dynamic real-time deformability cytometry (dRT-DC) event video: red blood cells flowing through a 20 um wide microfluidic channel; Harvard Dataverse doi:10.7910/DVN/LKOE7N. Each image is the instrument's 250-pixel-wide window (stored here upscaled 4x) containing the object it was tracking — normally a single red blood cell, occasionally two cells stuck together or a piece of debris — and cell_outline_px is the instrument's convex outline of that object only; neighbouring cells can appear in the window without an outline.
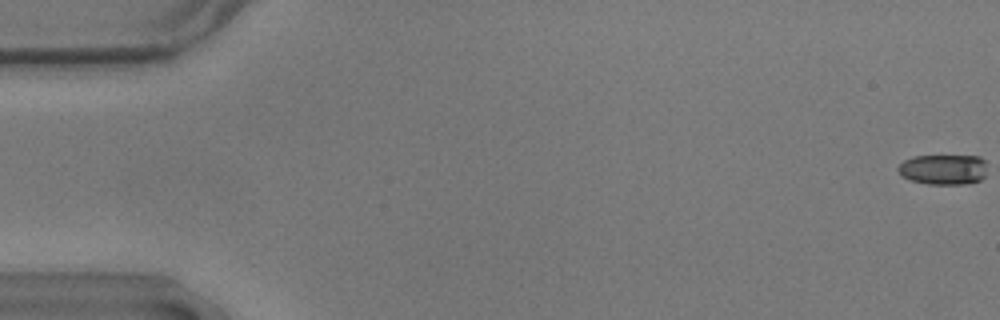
{"species": "common noctule bat (a hibernating species)", "species_latin": "Nyctalus noctula", "temperature_condition": "warm", "stored_images_in_passage": 57, "camera_frame_rate_fps": 3000, "um_per_image_px": 0.085, "animal": {"sex": "male", "body_mass_g": 17.9}, "frame": {"image": 1, "passage_image": 1, "time_ms": 0.0, "image_size_px": [1000, 320], "cell_outline_px": [[984, 176], [980, 180], [968, 184], [928, 184], [912, 180], [900, 176], [896, 168], [904, 160], [912, 156], [980, 156], [984, 160]], "centroid_in_image_um": [80.14, 14.4], "position_along_channel_um": 4.9, "area_um2": 15.72}}
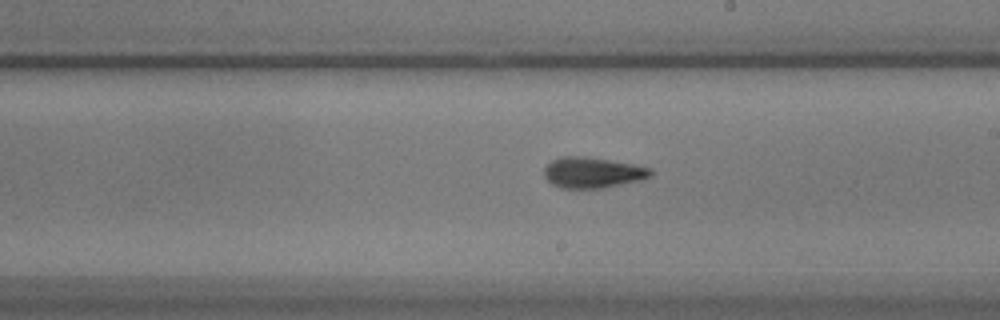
{"frame": {"image": 2, "passage_image": 33, "time_ms": 10.667, "image_size_px": [1000, 320], "cell_outline_px": [[652, 176], [644, 180], [604, 188], [560, 188], [552, 184], [544, 176], [544, 168], [552, 160], [564, 156], [584, 156], [632, 164], [652, 168]], "centroid_in_image_um": [50.4, 14.68], "position_along_channel_um": 238.6, "area_um2": 19.19}}
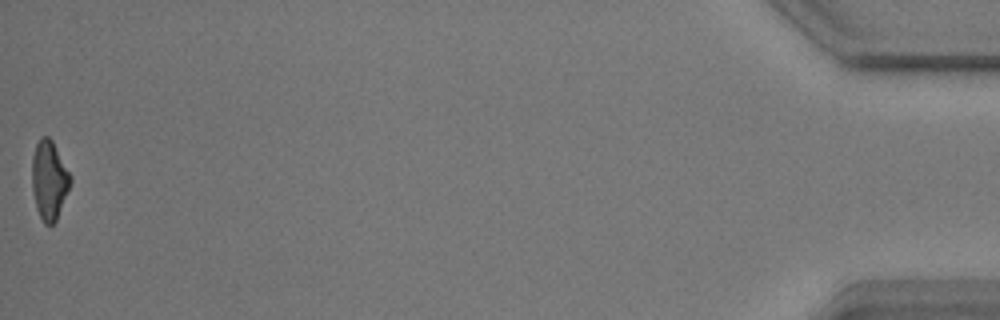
{"frame": {"image": 3, "passage_image": 57, "time_ms": 18.667, "image_size_px": [1000, 320], "cell_outline_px": [[72, 180], [56, 220], [52, 224], [44, 224], [36, 208], [32, 188], [32, 156], [36, 144], [40, 136], [48, 136], [52, 140], [72, 176]], "centroid_in_image_um": [4.17, 15.28], "position_along_channel_um": 431.0, "area_um2": 17.63}, "authors_computed_cell_mechanics": {"area_um2": 18.0336, "velocity_mm_per_s": 3.6324, "shape_relaxation_time_tau1_ms": 3.8912, "shape_relaxation_time_tau2_ms": 3.0782, "deformation_change_tau1": 0.1562, "deformation_change_tau2": 0.1121}}